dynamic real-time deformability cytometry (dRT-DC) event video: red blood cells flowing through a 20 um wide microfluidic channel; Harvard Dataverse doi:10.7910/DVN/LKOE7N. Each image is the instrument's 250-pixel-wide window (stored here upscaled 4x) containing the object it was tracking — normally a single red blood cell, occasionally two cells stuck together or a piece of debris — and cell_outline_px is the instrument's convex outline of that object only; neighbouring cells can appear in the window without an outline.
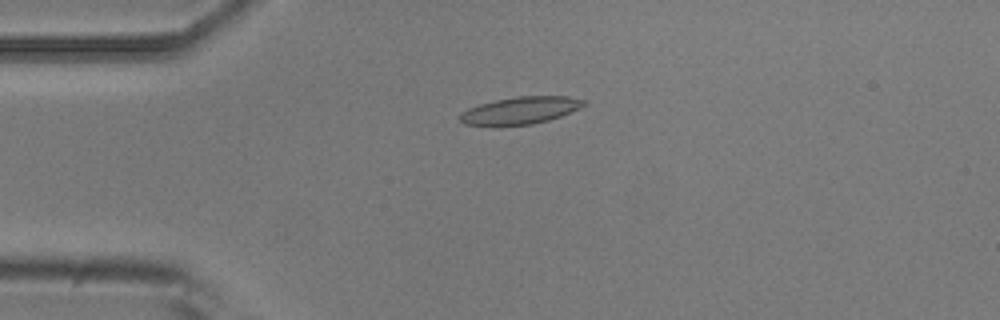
{"species": "common noctule bat (a hibernating species)", "species_latin": "Nyctalus noctula", "temperature_condition": "room temperature", "stored_images_in_passage": 3, "camera_frame_rate_fps": 3000, "um_per_image_px": 0.085, "animal": {"sex": "male", "body_mass_g": 20.5, "forearm_length_mm": 52.5}, "frame": {"image": 1, "passage_image": 3, "time_ms": 2.333, "image_size_px": [1000, 320], "cell_outline_px": [[588, 104], [580, 108], [560, 116], [548, 120], [532, 124], [496, 128], [464, 124], [460, 120], [460, 112], [468, 108], [480, 104], [496, 100], [520, 96], [568, 96], [588, 100]], "centroid_in_image_um": [44.21, 9.42], "position_along_channel_um": 40.8, "area_um2": 20.29}}